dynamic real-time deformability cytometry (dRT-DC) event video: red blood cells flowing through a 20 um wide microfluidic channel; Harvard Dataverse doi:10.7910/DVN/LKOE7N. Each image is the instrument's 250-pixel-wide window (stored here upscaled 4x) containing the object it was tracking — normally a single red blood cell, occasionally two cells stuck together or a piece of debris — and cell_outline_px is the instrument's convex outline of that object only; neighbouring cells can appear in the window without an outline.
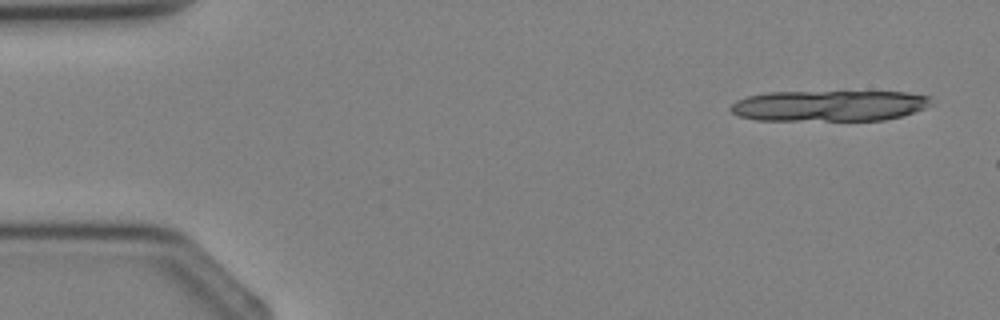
{"species": "Egyptian fruit bat (a non-hibernating species)", "species_latin": "Rousettus aegyptiacus", "temperature_condition": "cold", "stored_images_in_passage": 2, "camera_frame_rate_fps": 3000, "um_per_image_px": 0.085, "animal": {"sex": "female"}, "frame": {"image": 1, "passage_image": 1, "time_ms": 0.0, "image_size_px": [1000, 320], "cell_outline_px": [[932, 104], [924, 108], [904, 116], [884, 120], [756, 120], [736, 116], [728, 108], [736, 100], [748, 96], [768, 92], [908, 92], [928, 96]], "centroid_in_image_um": [70.46, 8.99], "position_along_channel_um": 14.5, "area_um2": 36.24}}